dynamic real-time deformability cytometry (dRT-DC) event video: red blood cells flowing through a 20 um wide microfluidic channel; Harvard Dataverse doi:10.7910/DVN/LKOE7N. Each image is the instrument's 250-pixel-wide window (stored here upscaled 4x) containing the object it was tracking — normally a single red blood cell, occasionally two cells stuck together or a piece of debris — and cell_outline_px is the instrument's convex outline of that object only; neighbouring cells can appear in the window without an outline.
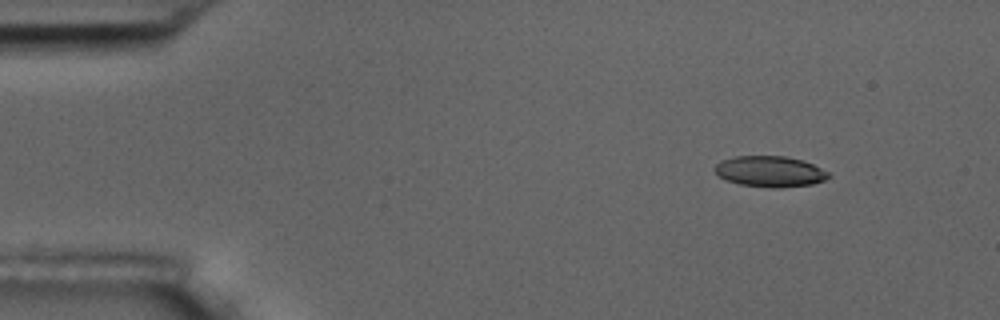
{"species": "common noctule bat (a hibernating species)", "species_latin": "Nyctalus noctula", "temperature_condition": "room temperature", "stored_images_in_passage": 8, "camera_frame_rate_fps": 3000, "um_per_image_px": 0.085, "animal": {"sex": "male", "body_mass_g": 17.5, "forearm_length_mm": 52.3}, "frame": {"image": 1, "passage_image": 1, "time_ms": 0.0, "image_size_px": [1000, 320], "cell_outline_px": [[832, 176], [824, 180], [812, 184], [780, 188], [776, 188], [740, 184], [724, 180], [712, 168], [720, 160], [736, 156], [784, 156], [800, 160], [812, 164], [828, 172]], "centroid_in_image_um": [65.41, 14.58], "position_along_channel_um": 19.6, "area_um2": 20.4}}
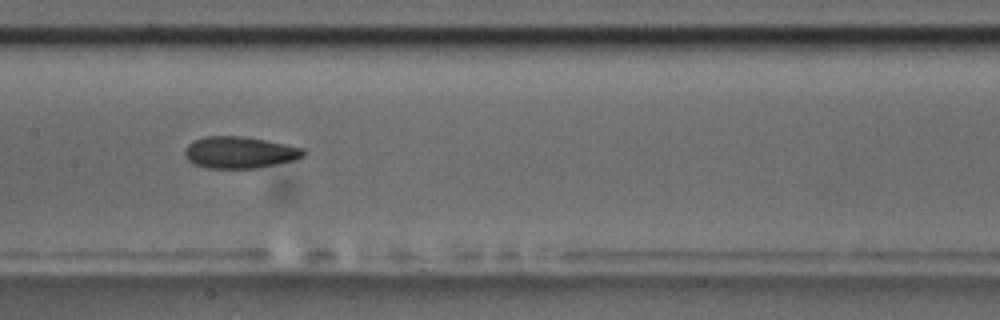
{"frame": {"image": 2, "passage_image": 7, "time_ms": 7.0, "image_size_px": [1000, 320], "cell_outline_px": [[304, 156], [296, 160], [256, 168], [208, 168], [192, 164], [184, 156], [184, 148], [192, 140], [204, 136], [240, 136], [264, 140], [304, 148]], "centroid_in_image_um": [20.32, 12.96], "position_along_channel_um": 187.1, "area_um2": 22.02}}
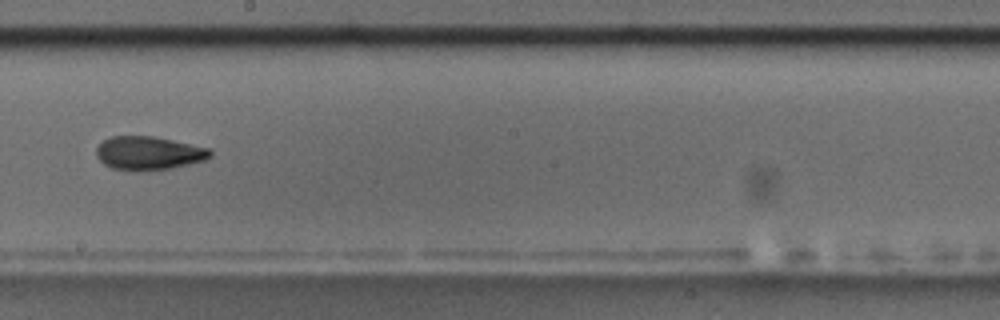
{"frame": {"image": 3, "passage_image": 8, "time_ms": 8.333, "image_size_px": [1000, 320], "cell_outline_px": [[212, 156], [204, 160], [172, 168], [136, 172], [112, 168], [104, 164], [96, 156], [96, 148], [104, 140], [112, 136], [152, 136], [212, 148]], "centroid_in_image_um": [12.65, 13.02], "position_along_channel_um": 235.6, "area_um2": 22.43}}